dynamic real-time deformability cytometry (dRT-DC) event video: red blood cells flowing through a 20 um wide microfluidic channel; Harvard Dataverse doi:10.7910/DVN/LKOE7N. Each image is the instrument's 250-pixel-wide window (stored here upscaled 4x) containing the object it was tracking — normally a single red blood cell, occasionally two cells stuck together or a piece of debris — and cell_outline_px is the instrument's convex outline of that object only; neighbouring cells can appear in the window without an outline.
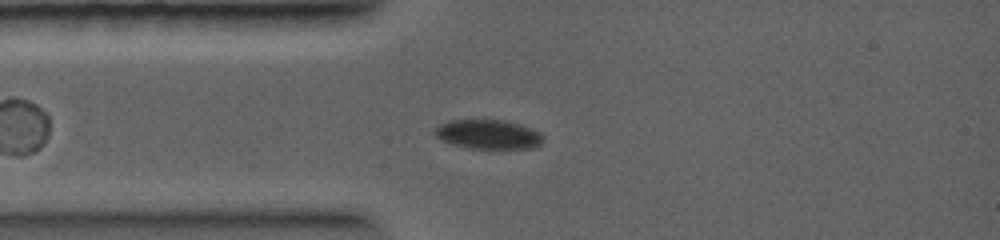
{"species": "common noctule bat (a hibernating species)", "species_latin": "Nyctalus noctula", "temperature_condition": "warm", "stored_images_in_passage": 3, "camera_frame_rate_fps": 5000, "um_per_image_px": 0.085, "animal": {"sex": "female", "body_mass_g": 19.0, "forearm_length_mm": 56.7}, "frame": {"image": 1, "passage_image": 3, "time_ms": 2.2, "image_size_px": [1000, 240], "cell_outline_px": [[544, 140], [540, 144], [532, 148], [468, 148], [452, 144], [440, 140], [432, 132], [440, 124], [448, 120], [504, 120], [520, 124], [532, 128], [540, 132], [544, 136]], "centroid_in_image_um": [41.5, 11.41], "position_along_channel_um": 43.5, "area_um2": 18.61}}